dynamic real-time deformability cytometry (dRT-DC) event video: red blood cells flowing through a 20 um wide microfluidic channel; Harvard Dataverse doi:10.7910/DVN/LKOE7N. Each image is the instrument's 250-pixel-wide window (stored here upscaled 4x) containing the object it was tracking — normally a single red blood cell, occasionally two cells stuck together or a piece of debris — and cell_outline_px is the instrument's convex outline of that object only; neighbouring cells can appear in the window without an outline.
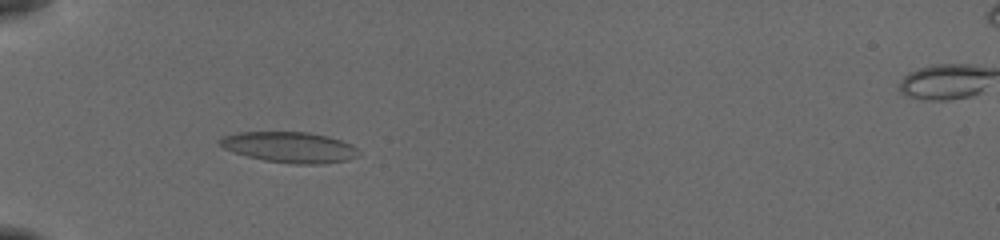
{"species": "common noctule bat (a hibernating species)", "species_latin": "Nyctalus noctula", "temperature_condition": "cold", "stored_images_in_passage": 32, "camera_frame_rate_fps": 3000, "um_per_image_px": 0.085, "animal": {"sex": "female", "body_mass_g": 19.5, "forearm_length_mm": 54.1}, "frame": {"image": 1, "passage_image": 1, "time_ms": 0.0, "image_size_px": [1000, 240], "cell_outline_px": [[360, 156], [348, 160], [320, 164], [296, 164], [264, 160], [248, 156], [224, 148], [220, 144], [220, 140], [224, 136], [236, 132], [308, 132], [328, 136], [352, 144], [360, 152]], "centroid_in_image_um": [24.68, 12.51], "position_along_channel_um": 60.3, "area_um2": 24.74}}
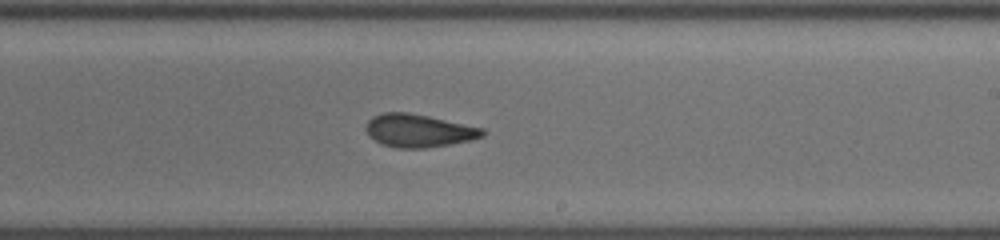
{"frame": {"image": 2, "passage_image": 17, "time_ms": 5.333, "image_size_px": [1000, 240], "cell_outline_px": [[484, 136], [472, 140], [452, 144], [428, 148], [396, 148], [380, 144], [368, 132], [368, 120], [372, 116], [384, 112], [408, 112], [428, 116], [484, 128]], "centroid_in_image_um": [35.63, 11.11], "position_along_channel_um": 253.4, "area_um2": 22.31}}
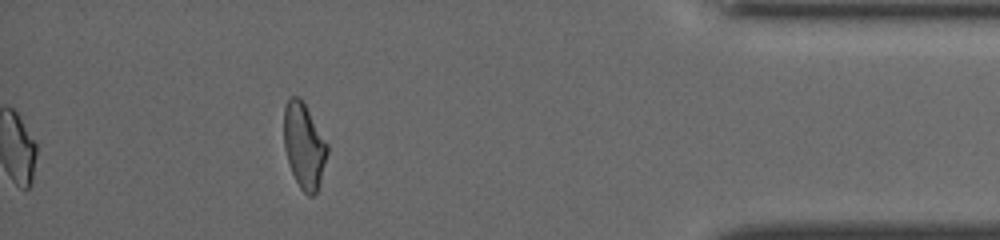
{"frame": {"image": 3, "passage_image": 32, "time_ms": 10.333, "image_size_px": [1000, 240], "cell_outline_px": [[328, 152], [320, 180], [316, 192], [312, 196], [308, 196], [300, 188], [292, 172], [284, 148], [284, 108], [288, 100], [292, 96], [300, 96], [328, 144]], "centroid_in_image_um": [25.84, 12.37], "position_along_channel_um": 409.4, "area_um2": 21.33}, "authors_computed_cell_mechanics": {"area_um2": 22.3975, "velocity_mm_per_s": 3.8552, "shape_relaxation_time_tau1_ms": 8.5092, "shape_relaxation_time_tau2_ms": 2.0665, "deformation_change_tau1": 0.1796, "deformation_change_tau2": 0.0986}}